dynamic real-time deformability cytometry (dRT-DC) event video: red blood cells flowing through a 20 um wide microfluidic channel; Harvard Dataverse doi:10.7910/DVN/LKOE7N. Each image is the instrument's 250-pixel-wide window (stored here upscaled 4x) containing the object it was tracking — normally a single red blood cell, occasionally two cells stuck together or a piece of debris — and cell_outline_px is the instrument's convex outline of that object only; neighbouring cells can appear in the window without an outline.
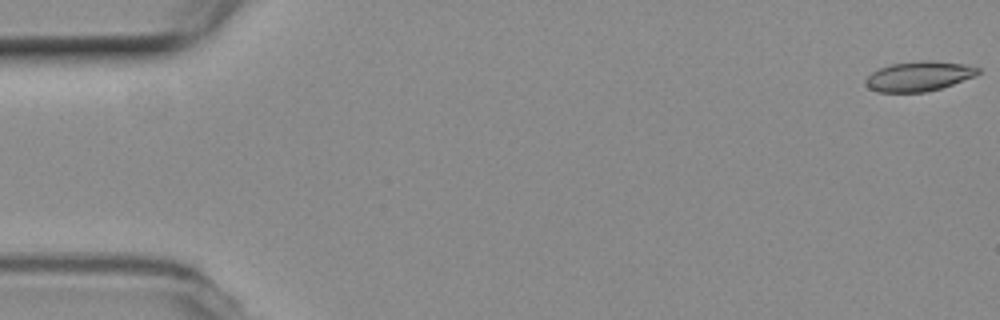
{"species": "common noctule bat (a hibernating species)", "species_latin": "Nyctalus noctula", "temperature_condition": "room temperature", "stored_images_in_passage": 49, "camera_frame_rate_fps": 3000, "um_per_image_px": 0.085, "animal": {"sex": "female", "body_mass_g": 19.3, "forearm_length_mm": 54.1}, "frame": {"image": 1, "passage_image": 1, "time_ms": 0.0, "image_size_px": [1000, 320], "cell_outline_px": [[980, 72], [976, 76], [940, 88], [924, 92], [876, 92], [868, 88], [864, 84], [864, 80], [872, 72], [888, 64], [920, 60], [932, 60], [964, 64], [980, 68]], "centroid_in_image_um": [78.08, 6.47], "position_along_channel_um": 6.9, "area_um2": 19.71}}
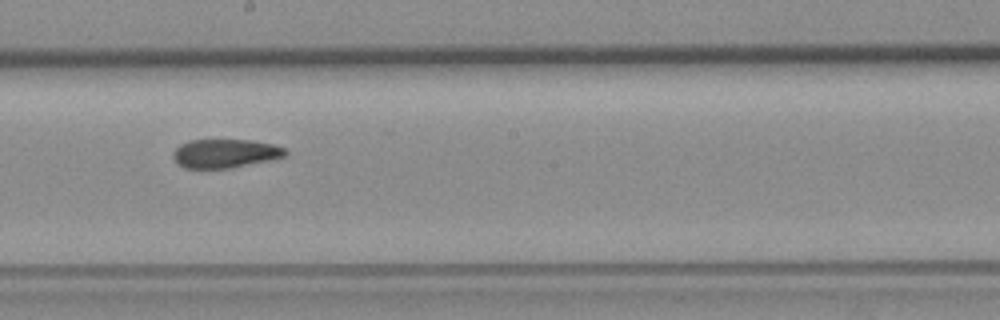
{"frame": {"image": 2, "passage_image": 31, "time_ms": 10.0, "image_size_px": [1000, 320], "cell_outline_px": [[288, 156], [228, 168], [184, 168], [172, 156], [172, 152], [180, 144], [188, 140], [252, 140], [272, 144], [284, 148], [288, 152]], "centroid_in_image_um": [19.13, 13.03], "position_along_channel_um": 229.1, "area_um2": 18.67}}
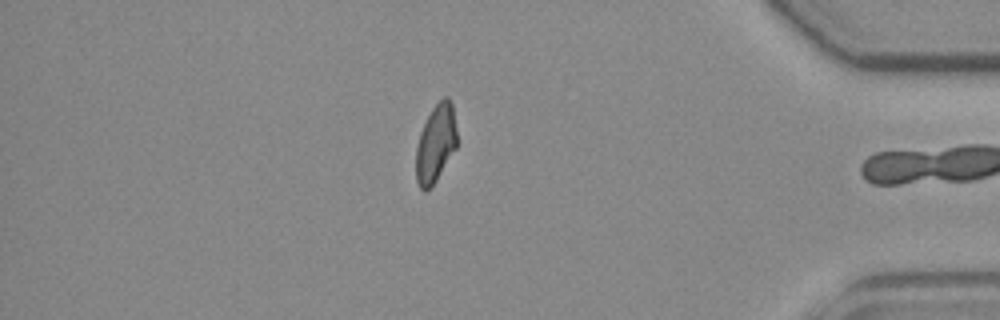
{"frame": {"image": 3, "passage_image": 48, "time_ms": 15.667, "image_size_px": [1000, 320], "cell_outline_px": [[456, 148], [436, 180], [424, 192], [420, 188], [416, 180], [416, 148], [420, 132], [432, 108], [444, 96], [448, 96], [452, 104], [456, 128]], "centroid_in_image_um": [37.03, 12.18], "position_along_channel_um": 398.2, "area_um2": 18.32}, "authors_computed_cell_mechanics": {"area_um2": 19.8832, "velocity_mm_per_s": 3.683, "shape_relaxation_time_tau1_ms": 7.2494, "shape_relaxation_time_tau2_ms": 2.6454, "deformation_change_tau1": 0.1822, "deformation_change_tau2": 0.0923}}